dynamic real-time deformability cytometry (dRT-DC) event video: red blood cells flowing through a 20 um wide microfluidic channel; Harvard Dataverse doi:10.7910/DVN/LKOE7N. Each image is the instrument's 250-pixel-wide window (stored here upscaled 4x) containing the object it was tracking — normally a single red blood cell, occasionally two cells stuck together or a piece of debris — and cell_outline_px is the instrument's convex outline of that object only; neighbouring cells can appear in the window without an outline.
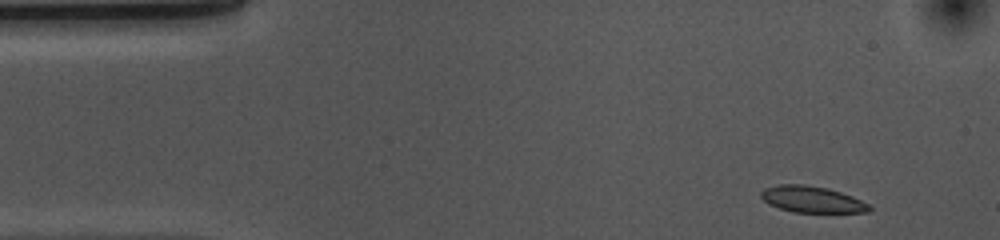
{"species": "common noctule bat (a hibernating species)", "species_latin": "Nyctalus noctula", "temperature_condition": "cold", "stored_images_in_passage": 45, "camera_frame_rate_fps": 3000, "um_per_image_px": 0.085, "animal": {"sex": "female", "body_mass_g": 10.0, "forearm_length_mm": 53.1}, "frame": {"image": 1, "passage_image": 1, "time_ms": 0.0, "image_size_px": [1000, 240], "cell_outline_px": [[872, 208], [868, 212], [792, 212], [768, 204], [760, 196], [760, 192], [764, 188], [780, 184], [804, 184], [828, 188], [852, 196], [868, 204]], "centroid_in_image_um": [68.98, 16.94], "position_along_channel_um": 16.0, "area_um2": 16.59}}
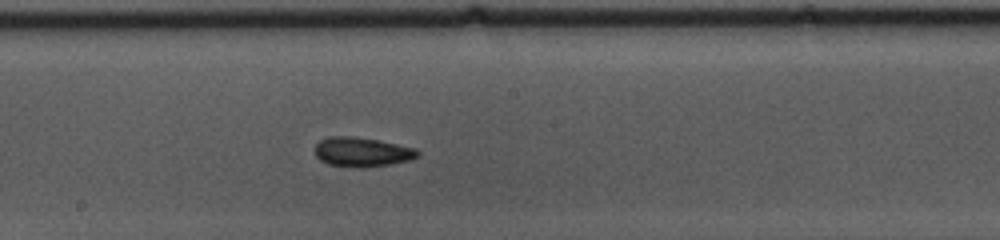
{"frame": {"image": 2, "passage_image": 24, "time_ms": 7.667, "image_size_px": [1000, 240], "cell_outline_px": [[420, 156], [408, 160], [392, 164], [364, 168], [356, 168], [328, 164], [320, 160], [316, 156], [316, 144], [320, 140], [328, 136], [352, 136], [376, 140], [416, 148], [420, 152]], "centroid_in_image_um": [30.77, 12.93], "position_along_channel_um": 217.4, "area_um2": 17.69}}
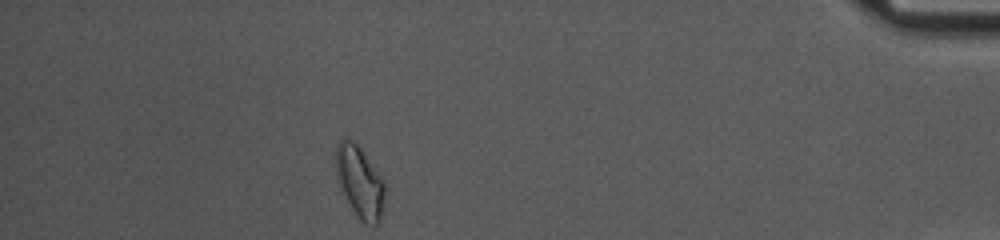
{"frame": {"image": 3, "passage_image": 44, "time_ms": 14.333, "image_size_px": [1000, 240], "cell_outline_px": [[388, 188], [380, 224], [364, 224], [360, 220], [352, 208], [340, 188], [336, 180], [332, 164], [336, 144], [344, 136], [348, 136], [360, 148], [384, 180]], "centroid_in_image_um": [30.56, 15.43], "position_along_channel_um": 404.6, "area_um2": 21.5}, "authors_computed_cell_mechanics": {"area_um2": 17.2244, "velocity_mm_per_s": 3.6429, "shape_relaxation_time_tau1_ms": 4.3587, "shape_relaxation_time_tau2_ms": 5.1592, "deformation_change_tau1": 0.1112, "deformation_change_tau2": 0.109}}